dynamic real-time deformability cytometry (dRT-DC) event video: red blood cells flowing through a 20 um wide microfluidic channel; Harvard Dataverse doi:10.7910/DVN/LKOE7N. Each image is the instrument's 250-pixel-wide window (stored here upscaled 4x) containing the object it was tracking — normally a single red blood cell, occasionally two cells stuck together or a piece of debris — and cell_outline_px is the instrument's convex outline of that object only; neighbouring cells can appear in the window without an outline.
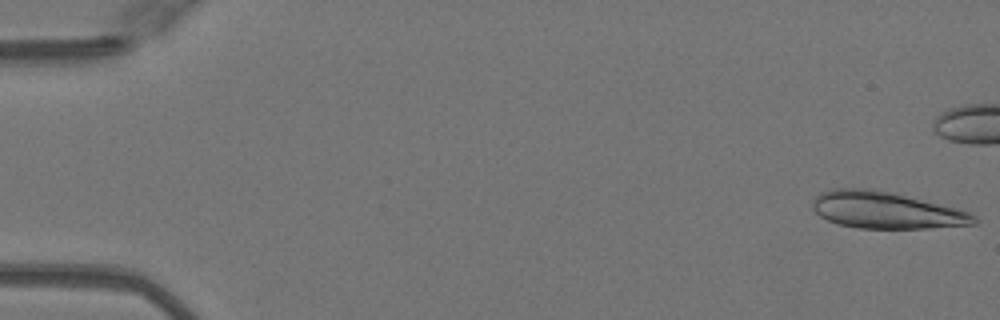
{"species": "Egyptian fruit bat (a non-hibernating species)", "species_latin": "Rousettus aegyptiacus", "temperature_condition": "warm", "stored_images_in_passage": 51, "camera_frame_rate_fps": 3000, "um_per_image_px": 0.085, "animal": {"sex": "female"}, "frame": {"image": 1, "passage_image": 1, "time_ms": 0.0, "image_size_px": [1000, 320], "cell_outline_px": [[980, 220], [976, 224], [928, 228], [856, 228], [836, 224], [820, 216], [812, 208], [812, 200], [820, 192], [832, 188], [872, 188], [956, 208], [968, 212], [976, 216]], "centroid_in_image_um": [75.27, 17.87], "position_along_channel_um": 9.7, "area_um2": 34.56}}
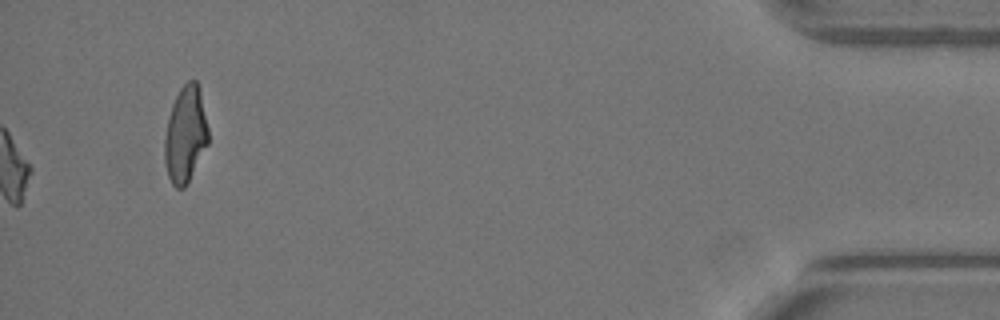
{"frame": {"image": 2, "passage_image": 51, "time_ms": 16.667, "image_size_px": [1000, 320], "cell_outline_px": [[208, 144], [188, 184], [184, 188], [176, 188], [172, 184], [168, 176], [164, 164], [164, 140], [168, 120], [172, 104], [180, 88], [188, 80], [196, 80], [200, 88], [208, 128]], "centroid_in_image_um": [15.76, 11.46], "position_along_channel_um": 419.4, "area_um2": 24.74}, "authors_computed_cell_mechanics": {"area_um2": 16.8198, "velocity_mm_per_s": 4.1047, "shape_relaxation_time_tau1_ms": null, "shape_relaxation_time_tau2_ms": 3.4171, "deformation_change_tau1": null, "deformation_change_tau2": 0.1231}}